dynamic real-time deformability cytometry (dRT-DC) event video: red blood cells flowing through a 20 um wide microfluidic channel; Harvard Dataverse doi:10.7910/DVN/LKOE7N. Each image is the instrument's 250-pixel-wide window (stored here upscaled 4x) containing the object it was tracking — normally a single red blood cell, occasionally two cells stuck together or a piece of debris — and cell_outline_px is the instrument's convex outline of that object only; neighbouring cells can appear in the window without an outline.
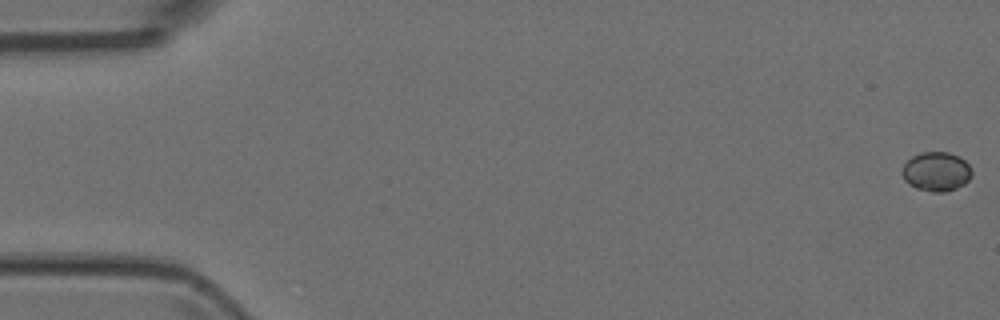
{"species": "Egyptian fruit bat (a non-hibernating species)", "species_latin": "Rousettus aegyptiacus", "temperature_condition": "room temperature", "stored_images_in_passage": 6, "camera_frame_rate_fps": 3000, "um_per_image_px": 0.085, "animal": {"sex": "female"}, "frame": {"image": 1, "passage_image": 1, "time_ms": 0.0, "image_size_px": [1000, 320], "cell_outline_px": [[972, 176], [964, 184], [956, 188], [944, 192], [932, 192], [916, 188], [908, 184], [904, 180], [900, 172], [904, 164], [912, 156], [920, 152], [948, 152], [960, 156], [968, 164], [972, 172]], "centroid_in_image_um": [79.57, 14.58], "position_along_channel_um": 5.4, "area_um2": 16.13}}
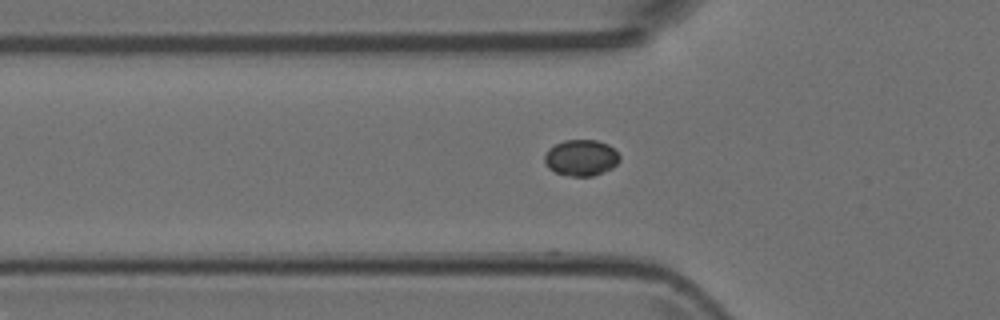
{"frame": {"image": 2, "passage_image": 6, "time_ms": 1.667, "image_size_px": [1000, 320], "cell_outline_px": [[620, 160], [612, 168], [592, 176], [568, 176], [556, 172], [548, 168], [544, 160], [544, 152], [548, 148], [564, 140], [596, 140], [608, 144], [620, 156]], "centroid_in_image_um": [49.37, 13.4], "position_along_channel_um": 76.4, "area_um2": 15.84}}